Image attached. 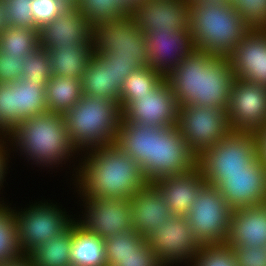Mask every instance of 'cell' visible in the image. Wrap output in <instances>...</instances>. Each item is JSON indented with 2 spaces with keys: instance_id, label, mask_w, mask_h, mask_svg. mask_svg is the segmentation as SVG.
Returning a JSON list of instances; mask_svg holds the SVG:
<instances>
[{
  "instance_id": "1",
  "label": "cell",
  "mask_w": 266,
  "mask_h": 266,
  "mask_svg": "<svg viewBox=\"0 0 266 266\" xmlns=\"http://www.w3.org/2000/svg\"><path fill=\"white\" fill-rule=\"evenodd\" d=\"M114 144L137 162L148 183L197 167L198 157L188 147L177 125L163 128L121 120Z\"/></svg>"
},
{
  "instance_id": "2",
  "label": "cell",
  "mask_w": 266,
  "mask_h": 266,
  "mask_svg": "<svg viewBox=\"0 0 266 266\" xmlns=\"http://www.w3.org/2000/svg\"><path fill=\"white\" fill-rule=\"evenodd\" d=\"M228 57L195 49L170 71L165 79L178 106L197 105L227 109L234 82Z\"/></svg>"
},
{
  "instance_id": "3",
  "label": "cell",
  "mask_w": 266,
  "mask_h": 266,
  "mask_svg": "<svg viewBox=\"0 0 266 266\" xmlns=\"http://www.w3.org/2000/svg\"><path fill=\"white\" fill-rule=\"evenodd\" d=\"M89 150L92 151L84 157L75 176L83 197L132 199L148 184L141 167L116 144Z\"/></svg>"
},
{
  "instance_id": "4",
  "label": "cell",
  "mask_w": 266,
  "mask_h": 266,
  "mask_svg": "<svg viewBox=\"0 0 266 266\" xmlns=\"http://www.w3.org/2000/svg\"><path fill=\"white\" fill-rule=\"evenodd\" d=\"M190 30L196 49L228 57L251 27L231 3L189 4Z\"/></svg>"
},
{
  "instance_id": "5",
  "label": "cell",
  "mask_w": 266,
  "mask_h": 266,
  "mask_svg": "<svg viewBox=\"0 0 266 266\" xmlns=\"http://www.w3.org/2000/svg\"><path fill=\"white\" fill-rule=\"evenodd\" d=\"M7 136L9 142L14 141V146H19L26 157L36 161L35 164L47 167L48 164H62L64 159L78 151L70 141L63 115L58 113L46 112L29 117Z\"/></svg>"
},
{
  "instance_id": "6",
  "label": "cell",
  "mask_w": 266,
  "mask_h": 266,
  "mask_svg": "<svg viewBox=\"0 0 266 266\" xmlns=\"http://www.w3.org/2000/svg\"><path fill=\"white\" fill-rule=\"evenodd\" d=\"M63 117L72 145L88 151L115 142L122 110L116 101L83 95Z\"/></svg>"
},
{
  "instance_id": "7",
  "label": "cell",
  "mask_w": 266,
  "mask_h": 266,
  "mask_svg": "<svg viewBox=\"0 0 266 266\" xmlns=\"http://www.w3.org/2000/svg\"><path fill=\"white\" fill-rule=\"evenodd\" d=\"M92 49L112 61L130 62L137 68L149 65L146 37L129 14L92 27Z\"/></svg>"
},
{
  "instance_id": "8",
  "label": "cell",
  "mask_w": 266,
  "mask_h": 266,
  "mask_svg": "<svg viewBox=\"0 0 266 266\" xmlns=\"http://www.w3.org/2000/svg\"><path fill=\"white\" fill-rule=\"evenodd\" d=\"M258 157L255 132L231 131L198 157L197 166L208 184L217 174L246 171Z\"/></svg>"
},
{
  "instance_id": "9",
  "label": "cell",
  "mask_w": 266,
  "mask_h": 266,
  "mask_svg": "<svg viewBox=\"0 0 266 266\" xmlns=\"http://www.w3.org/2000/svg\"><path fill=\"white\" fill-rule=\"evenodd\" d=\"M177 128L197 157L232 131L226 109L197 105L178 106Z\"/></svg>"
},
{
  "instance_id": "10",
  "label": "cell",
  "mask_w": 266,
  "mask_h": 266,
  "mask_svg": "<svg viewBox=\"0 0 266 266\" xmlns=\"http://www.w3.org/2000/svg\"><path fill=\"white\" fill-rule=\"evenodd\" d=\"M232 214L233 209L218 188L207 184L190 205L185 218L201 245L221 244L227 240Z\"/></svg>"
},
{
  "instance_id": "11",
  "label": "cell",
  "mask_w": 266,
  "mask_h": 266,
  "mask_svg": "<svg viewBox=\"0 0 266 266\" xmlns=\"http://www.w3.org/2000/svg\"><path fill=\"white\" fill-rule=\"evenodd\" d=\"M17 212V242L22 255H28L37 246L66 231L75 222L56 205L52 206L48 202L30 205L26 211Z\"/></svg>"
},
{
  "instance_id": "12",
  "label": "cell",
  "mask_w": 266,
  "mask_h": 266,
  "mask_svg": "<svg viewBox=\"0 0 266 266\" xmlns=\"http://www.w3.org/2000/svg\"><path fill=\"white\" fill-rule=\"evenodd\" d=\"M145 239L163 266L181 263L185 259V263L188 260L193 264L194 257L202 246L195 238L185 216L175 214L149 233Z\"/></svg>"
},
{
  "instance_id": "13",
  "label": "cell",
  "mask_w": 266,
  "mask_h": 266,
  "mask_svg": "<svg viewBox=\"0 0 266 266\" xmlns=\"http://www.w3.org/2000/svg\"><path fill=\"white\" fill-rule=\"evenodd\" d=\"M226 111L232 131H260L266 127V86L234 78Z\"/></svg>"
},
{
  "instance_id": "14",
  "label": "cell",
  "mask_w": 266,
  "mask_h": 266,
  "mask_svg": "<svg viewBox=\"0 0 266 266\" xmlns=\"http://www.w3.org/2000/svg\"><path fill=\"white\" fill-rule=\"evenodd\" d=\"M209 185L218 191L234 210L266 203V166L259 157L236 174H217Z\"/></svg>"
},
{
  "instance_id": "15",
  "label": "cell",
  "mask_w": 266,
  "mask_h": 266,
  "mask_svg": "<svg viewBox=\"0 0 266 266\" xmlns=\"http://www.w3.org/2000/svg\"><path fill=\"white\" fill-rule=\"evenodd\" d=\"M129 15L144 35L190 29L186 0H142L129 9Z\"/></svg>"
},
{
  "instance_id": "16",
  "label": "cell",
  "mask_w": 266,
  "mask_h": 266,
  "mask_svg": "<svg viewBox=\"0 0 266 266\" xmlns=\"http://www.w3.org/2000/svg\"><path fill=\"white\" fill-rule=\"evenodd\" d=\"M83 199L86 216L77 223L86 231L106 239L133 230L130 199Z\"/></svg>"
},
{
  "instance_id": "17",
  "label": "cell",
  "mask_w": 266,
  "mask_h": 266,
  "mask_svg": "<svg viewBox=\"0 0 266 266\" xmlns=\"http://www.w3.org/2000/svg\"><path fill=\"white\" fill-rule=\"evenodd\" d=\"M178 104L167 80L164 79L150 94L133 100L123 111L124 122L153 127L176 126Z\"/></svg>"
},
{
  "instance_id": "18",
  "label": "cell",
  "mask_w": 266,
  "mask_h": 266,
  "mask_svg": "<svg viewBox=\"0 0 266 266\" xmlns=\"http://www.w3.org/2000/svg\"><path fill=\"white\" fill-rule=\"evenodd\" d=\"M81 44H92V26L75 5L39 29V45L45 50Z\"/></svg>"
},
{
  "instance_id": "19",
  "label": "cell",
  "mask_w": 266,
  "mask_h": 266,
  "mask_svg": "<svg viewBox=\"0 0 266 266\" xmlns=\"http://www.w3.org/2000/svg\"><path fill=\"white\" fill-rule=\"evenodd\" d=\"M149 66L166 76L176 68L196 46L190 29L150 32L145 35Z\"/></svg>"
},
{
  "instance_id": "20",
  "label": "cell",
  "mask_w": 266,
  "mask_h": 266,
  "mask_svg": "<svg viewBox=\"0 0 266 266\" xmlns=\"http://www.w3.org/2000/svg\"><path fill=\"white\" fill-rule=\"evenodd\" d=\"M228 59L235 78L266 86V29L251 28Z\"/></svg>"
},
{
  "instance_id": "21",
  "label": "cell",
  "mask_w": 266,
  "mask_h": 266,
  "mask_svg": "<svg viewBox=\"0 0 266 266\" xmlns=\"http://www.w3.org/2000/svg\"><path fill=\"white\" fill-rule=\"evenodd\" d=\"M151 184L164 197L171 213L179 216L189 212L190 205L207 185L198 166L187 173L161 177Z\"/></svg>"
},
{
  "instance_id": "22",
  "label": "cell",
  "mask_w": 266,
  "mask_h": 266,
  "mask_svg": "<svg viewBox=\"0 0 266 266\" xmlns=\"http://www.w3.org/2000/svg\"><path fill=\"white\" fill-rule=\"evenodd\" d=\"M225 243L230 247H266V203L234 209Z\"/></svg>"
},
{
  "instance_id": "23",
  "label": "cell",
  "mask_w": 266,
  "mask_h": 266,
  "mask_svg": "<svg viewBox=\"0 0 266 266\" xmlns=\"http://www.w3.org/2000/svg\"><path fill=\"white\" fill-rule=\"evenodd\" d=\"M130 204L133 230L143 237L156 230L172 215L164 197L151 183L140 189L130 199Z\"/></svg>"
},
{
  "instance_id": "24",
  "label": "cell",
  "mask_w": 266,
  "mask_h": 266,
  "mask_svg": "<svg viewBox=\"0 0 266 266\" xmlns=\"http://www.w3.org/2000/svg\"><path fill=\"white\" fill-rule=\"evenodd\" d=\"M84 96H94L119 103L121 87L114 83V73L105 54H93L82 75Z\"/></svg>"
},
{
  "instance_id": "25",
  "label": "cell",
  "mask_w": 266,
  "mask_h": 266,
  "mask_svg": "<svg viewBox=\"0 0 266 266\" xmlns=\"http://www.w3.org/2000/svg\"><path fill=\"white\" fill-rule=\"evenodd\" d=\"M60 46L54 50H47L55 77H67L82 79L87 69L91 56L93 55L92 44H81L80 46Z\"/></svg>"
},
{
  "instance_id": "26",
  "label": "cell",
  "mask_w": 266,
  "mask_h": 266,
  "mask_svg": "<svg viewBox=\"0 0 266 266\" xmlns=\"http://www.w3.org/2000/svg\"><path fill=\"white\" fill-rule=\"evenodd\" d=\"M70 259L72 266H108L104 239L74 222Z\"/></svg>"
},
{
  "instance_id": "27",
  "label": "cell",
  "mask_w": 266,
  "mask_h": 266,
  "mask_svg": "<svg viewBox=\"0 0 266 266\" xmlns=\"http://www.w3.org/2000/svg\"><path fill=\"white\" fill-rule=\"evenodd\" d=\"M15 92L16 126L25 119L48 112L46 105V84L29 83L22 77L8 83Z\"/></svg>"
},
{
  "instance_id": "28",
  "label": "cell",
  "mask_w": 266,
  "mask_h": 266,
  "mask_svg": "<svg viewBox=\"0 0 266 266\" xmlns=\"http://www.w3.org/2000/svg\"><path fill=\"white\" fill-rule=\"evenodd\" d=\"M46 105L48 112L64 115L67 113L83 96L81 79L55 77L45 85Z\"/></svg>"
},
{
  "instance_id": "29",
  "label": "cell",
  "mask_w": 266,
  "mask_h": 266,
  "mask_svg": "<svg viewBox=\"0 0 266 266\" xmlns=\"http://www.w3.org/2000/svg\"><path fill=\"white\" fill-rule=\"evenodd\" d=\"M73 224L53 239L37 246L29 254L33 266H72L70 253Z\"/></svg>"
},
{
  "instance_id": "30",
  "label": "cell",
  "mask_w": 266,
  "mask_h": 266,
  "mask_svg": "<svg viewBox=\"0 0 266 266\" xmlns=\"http://www.w3.org/2000/svg\"><path fill=\"white\" fill-rule=\"evenodd\" d=\"M164 79L162 73L149 65L134 70L121 86L119 97L121 110L123 111L133 100L150 94Z\"/></svg>"
},
{
  "instance_id": "31",
  "label": "cell",
  "mask_w": 266,
  "mask_h": 266,
  "mask_svg": "<svg viewBox=\"0 0 266 266\" xmlns=\"http://www.w3.org/2000/svg\"><path fill=\"white\" fill-rule=\"evenodd\" d=\"M39 45V30L9 27L0 35V51L8 56L25 57Z\"/></svg>"
},
{
  "instance_id": "32",
  "label": "cell",
  "mask_w": 266,
  "mask_h": 266,
  "mask_svg": "<svg viewBox=\"0 0 266 266\" xmlns=\"http://www.w3.org/2000/svg\"><path fill=\"white\" fill-rule=\"evenodd\" d=\"M75 6L92 27L129 14V8L122 0H76Z\"/></svg>"
},
{
  "instance_id": "33",
  "label": "cell",
  "mask_w": 266,
  "mask_h": 266,
  "mask_svg": "<svg viewBox=\"0 0 266 266\" xmlns=\"http://www.w3.org/2000/svg\"><path fill=\"white\" fill-rule=\"evenodd\" d=\"M16 210L0 204V263L18 259L22 253L17 242Z\"/></svg>"
},
{
  "instance_id": "34",
  "label": "cell",
  "mask_w": 266,
  "mask_h": 266,
  "mask_svg": "<svg viewBox=\"0 0 266 266\" xmlns=\"http://www.w3.org/2000/svg\"><path fill=\"white\" fill-rule=\"evenodd\" d=\"M24 62L22 78L27 82L46 84L51 79L53 74L49 53L44 48L38 47L25 56Z\"/></svg>"
},
{
  "instance_id": "35",
  "label": "cell",
  "mask_w": 266,
  "mask_h": 266,
  "mask_svg": "<svg viewBox=\"0 0 266 266\" xmlns=\"http://www.w3.org/2000/svg\"><path fill=\"white\" fill-rule=\"evenodd\" d=\"M145 241V237L134 230L104 239L107 265H109L115 257H122L136 253L137 249Z\"/></svg>"
},
{
  "instance_id": "36",
  "label": "cell",
  "mask_w": 266,
  "mask_h": 266,
  "mask_svg": "<svg viewBox=\"0 0 266 266\" xmlns=\"http://www.w3.org/2000/svg\"><path fill=\"white\" fill-rule=\"evenodd\" d=\"M192 266H236V258L226 243L204 244L194 257Z\"/></svg>"
},
{
  "instance_id": "37",
  "label": "cell",
  "mask_w": 266,
  "mask_h": 266,
  "mask_svg": "<svg viewBox=\"0 0 266 266\" xmlns=\"http://www.w3.org/2000/svg\"><path fill=\"white\" fill-rule=\"evenodd\" d=\"M233 8L255 29H266V0H232Z\"/></svg>"
},
{
  "instance_id": "38",
  "label": "cell",
  "mask_w": 266,
  "mask_h": 266,
  "mask_svg": "<svg viewBox=\"0 0 266 266\" xmlns=\"http://www.w3.org/2000/svg\"><path fill=\"white\" fill-rule=\"evenodd\" d=\"M16 127L15 92L8 83L0 84V134L7 135Z\"/></svg>"
},
{
  "instance_id": "39",
  "label": "cell",
  "mask_w": 266,
  "mask_h": 266,
  "mask_svg": "<svg viewBox=\"0 0 266 266\" xmlns=\"http://www.w3.org/2000/svg\"><path fill=\"white\" fill-rule=\"evenodd\" d=\"M31 5L34 25L38 30L70 7L65 0H32Z\"/></svg>"
},
{
  "instance_id": "40",
  "label": "cell",
  "mask_w": 266,
  "mask_h": 266,
  "mask_svg": "<svg viewBox=\"0 0 266 266\" xmlns=\"http://www.w3.org/2000/svg\"><path fill=\"white\" fill-rule=\"evenodd\" d=\"M11 27L37 29L32 16V0H5Z\"/></svg>"
},
{
  "instance_id": "41",
  "label": "cell",
  "mask_w": 266,
  "mask_h": 266,
  "mask_svg": "<svg viewBox=\"0 0 266 266\" xmlns=\"http://www.w3.org/2000/svg\"><path fill=\"white\" fill-rule=\"evenodd\" d=\"M108 266H163L145 241L132 255L115 257Z\"/></svg>"
},
{
  "instance_id": "42",
  "label": "cell",
  "mask_w": 266,
  "mask_h": 266,
  "mask_svg": "<svg viewBox=\"0 0 266 266\" xmlns=\"http://www.w3.org/2000/svg\"><path fill=\"white\" fill-rule=\"evenodd\" d=\"M24 64L23 57L8 56L0 51V84L19 80L23 76Z\"/></svg>"
},
{
  "instance_id": "43",
  "label": "cell",
  "mask_w": 266,
  "mask_h": 266,
  "mask_svg": "<svg viewBox=\"0 0 266 266\" xmlns=\"http://www.w3.org/2000/svg\"><path fill=\"white\" fill-rule=\"evenodd\" d=\"M236 266H266V247H231Z\"/></svg>"
},
{
  "instance_id": "44",
  "label": "cell",
  "mask_w": 266,
  "mask_h": 266,
  "mask_svg": "<svg viewBox=\"0 0 266 266\" xmlns=\"http://www.w3.org/2000/svg\"><path fill=\"white\" fill-rule=\"evenodd\" d=\"M109 64L114 73V83H117L120 87L122 86L123 81L137 69V67L130 62L112 61L109 59Z\"/></svg>"
},
{
  "instance_id": "45",
  "label": "cell",
  "mask_w": 266,
  "mask_h": 266,
  "mask_svg": "<svg viewBox=\"0 0 266 266\" xmlns=\"http://www.w3.org/2000/svg\"><path fill=\"white\" fill-rule=\"evenodd\" d=\"M258 155L266 166V127L256 132Z\"/></svg>"
},
{
  "instance_id": "46",
  "label": "cell",
  "mask_w": 266,
  "mask_h": 266,
  "mask_svg": "<svg viewBox=\"0 0 266 266\" xmlns=\"http://www.w3.org/2000/svg\"><path fill=\"white\" fill-rule=\"evenodd\" d=\"M1 137L4 138L0 134V138ZM4 140H5V138L3 139V141H2V139H0V186H2L1 184H2V181L4 180L3 178H5L4 173H6L5 172V170L7 169L6 165H8L6 163V160H8L7 156L9 155V153L7 152L8 151L7 147L5 148V146H4V144H6V141L4 142ZM5 149H7V150H5ZM6 153H8V154H6Z\"/></svg>"
},
{
  "instance_id": "47",
  "label": "cell",
  "mask_w": 266,
  "mask_h": 266,
  "mask_svg": "<svg viewBox=\"0 0 266 266\" xmlns=\"http://www.w3.org/2000/svg\"><path fill=\"white\" fill-rule=\"evenodd\" d=\"M9 27L6 1L0 0V35Z\"/></svg>"
},
{
  "instance_id": "48",
  "label": "cell",
  "mask_w": 266,
  "mask_h": 266,
  "mask_svg": "<svg viewBox=\"0 0 266 266\" xmlns=\"http://www.w3.org/2000/svg\"><path fill=\"white\" fill-rule=\"evenodd\" d=\"M0 266H33L28 255H21L18 259L0 263Z\"/></svg>"
},
{
  "instance_id": "49",
  "label": "cell",
  "mask_w": 266,
  "mask_h": 266,
  "mask_svg": "<svg viewBox=\"0 0 266 266\" xmlns=\"http://www.w3.org/2000/svg\"><path fill=\"white\" fill-rule=\"evenodd\" d=\"M188 4L190 3H206V2H222L229 4L232 2V0H186Z\"/></svg>"
},
{
  "instance_id": "50",
  "label": "cell",
  "mask_w": 266,
  "mask_h": 266,
  "mask_svg": "<svg viewBox=\"0 0 266 266\" xmlns=\"http://www.w3.org/2000/svg\"><path fill=\"white\" fill-rule=\"evenodd\" d=\"M122 1L130 9L134 4H137L142 0H122Z\"/></svg>"
},
{
  "instance_id": "51",
  "label": "cell",
  "mask_w": 266,
  "mask_h": 266,
  "mask_svg": "<svg viewBox=\"0 0 266 266\" xmlns=\"http://www.w3.org/2000/svg\"><path fill=\"white\" fill-rule=\"evenodd\" d=\"M70 6L75 5L76 0H65Z\"/></svg>"
}]
</instances>
